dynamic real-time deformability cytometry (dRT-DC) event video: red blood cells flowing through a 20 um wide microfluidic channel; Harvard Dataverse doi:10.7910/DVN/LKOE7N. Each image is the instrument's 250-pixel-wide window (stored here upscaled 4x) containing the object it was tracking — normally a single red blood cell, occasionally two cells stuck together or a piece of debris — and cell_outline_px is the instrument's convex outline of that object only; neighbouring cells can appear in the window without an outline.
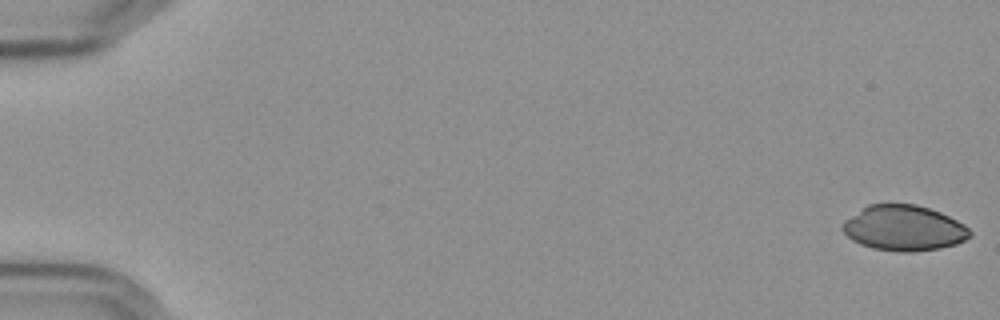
{"species": "Egyptian fruit bat (a non-hibernating species)", "species_latin": "Rousettus aegyptiacus", "temperature_condition": "cold", "stored_images_in_passage": 57, "camera_frame_rate_fps": 3000, "um_per_image_px": 0.085, "frame": {"image": 1, "passage_image": 1, "time_ms": 0.0, "image_size_px": [1000, 320], "cell_outline_px": [[972, 232], [964, 240], [956, 244], [936, 248], [912, 252], [900, 252], [872, 248], [860, 244], [852, 240], [840, 228], [844, 220], [868, 204], [916, 204], [940, 212], [964, 224]], "centroid_in_image_um": [76.79, 19.38], "position_along_channel_um": 8.2, "area_um2": 33.52}}
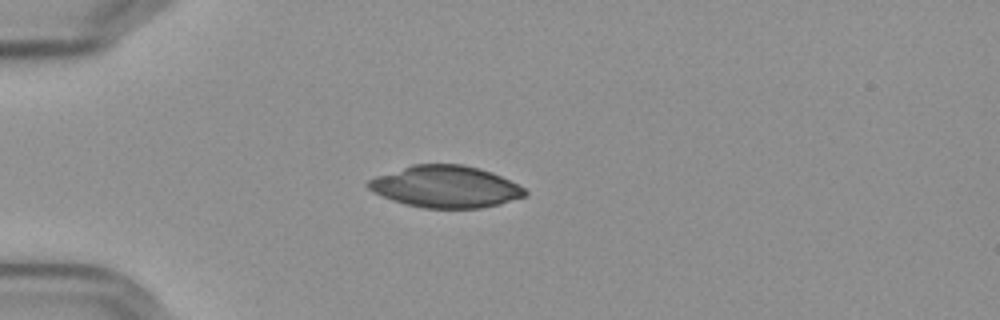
{"frame": {"image": 2, "passage_image": 16, "time_ms": 5.0, "image_size_px": [1000, 320], "cell_outline_px": [[528, 196], [500, 204], [480, 208], [424, 208], [392, 200], [368, 188], [364, 184], [368, 180], [376, 176], [412, 164], [460, 164], [480, 168], [492, 172], [524, 188], [528, 192]], "centroid_in_image_um": [37.89, 15.86], "position_along_channel_um": 47.1, "area_um2": 38.09}}
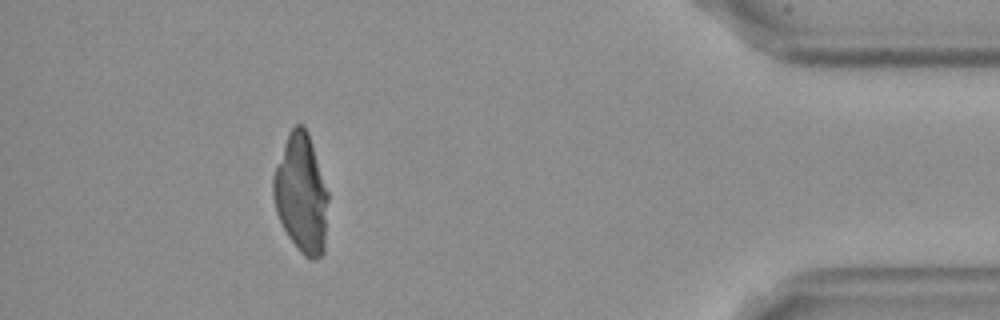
{"frame": {"image": 3, "passage_image": 52, "time_ms": 17.0, "image_size_px": [1000, 320], "cell_outline_px": [[328, 200], [324, 252], [320, 256], [312, 260], [304, 256], [300, 252], [288, 236], [276, 212], [272, 196], [272, 180], [288, 132], [296, 124], [300, 124], [308, 132], [328, 192]], "centroid_in_image_um": [25.6, 16.49], "position_along_channel_um": 409.6, "area_um2": 37.69}}